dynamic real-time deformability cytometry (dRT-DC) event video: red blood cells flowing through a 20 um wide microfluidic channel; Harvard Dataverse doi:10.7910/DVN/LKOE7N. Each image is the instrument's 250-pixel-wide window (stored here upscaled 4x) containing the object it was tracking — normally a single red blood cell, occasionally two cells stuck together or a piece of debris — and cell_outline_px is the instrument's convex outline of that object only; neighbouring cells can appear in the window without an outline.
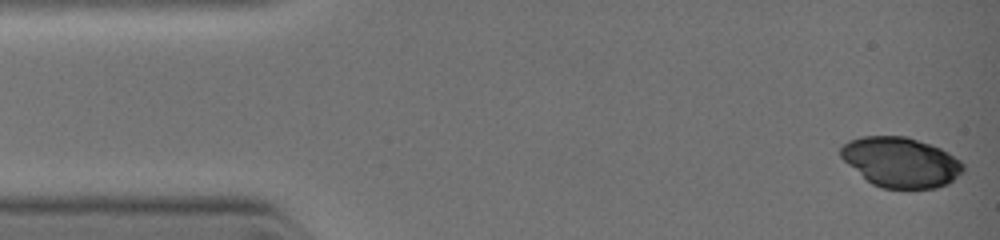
{"species": "common noctule bat (a hibernating species)", "species_latin": "Nyctalus noctula", "temperature_condition": "warm", "stored_images_in_passage": 8, "camera_frame_rate_fps": 3000, "um_per_image_px": 0.085, "animal": {"sex": "female", "body_mass_g": 19.0, "forearm_length_mm": 51.5}, "frame": {"image": 1, "passage_image": 1, "time_ms": 0.0, "image_size_px": [1000, 240], "cell_outline_px": [[964, 172], [948, 184], [936, 188], [884, 188], [872, 184], [848, 164], [840, 156], [840, 148], [848, 140], [864, 136], [908, 136], [940, 148], [948, 152], [960, 160], [964, 164]], "centroid_in_image_um": [76.59, 13.78], "position_along_channel_um": 8.4, "area_um2": 35.66}}